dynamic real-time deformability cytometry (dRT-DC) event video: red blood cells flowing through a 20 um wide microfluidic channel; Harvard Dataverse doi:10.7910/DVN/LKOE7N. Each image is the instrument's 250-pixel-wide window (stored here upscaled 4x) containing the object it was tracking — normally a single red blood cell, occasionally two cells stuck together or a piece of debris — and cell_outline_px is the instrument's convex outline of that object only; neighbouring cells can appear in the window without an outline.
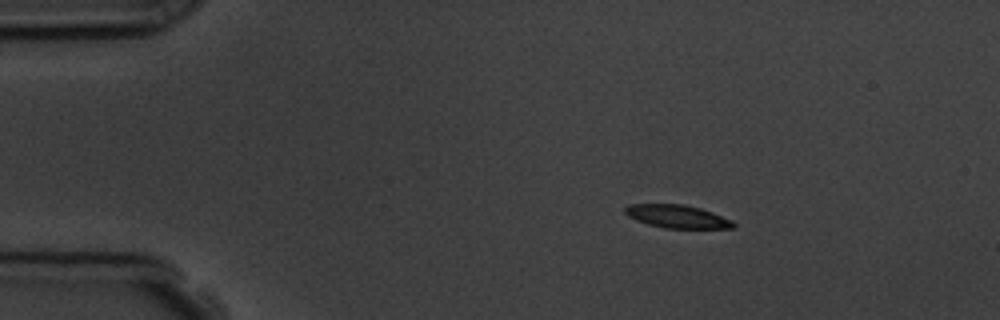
{"species": "common noctule bat (a hibernating species)", "species_latin": "Nyctalus noctula", "temperature_condition": "room temperature", "stored_images_in_passage": 3, "camera_frame_rate_fps": 3000, "um_per_image_px": 0.085, "animal": {"sex": "male", "body_mass_g": 19.5, "forearm_length_mm": 54.6}, "frame": {"image": 1, "passage_image": 1, "time_ms": 0.0, "image_size_px": [1000, 320], "cell_outline_px": [[736, 228], [664, 228], [648, 224], [636, 220], [628, 216], [624, 212], [624, 208], [628, 204], [684, 204], [700, 208], [712, 212], [732, 220], [736, 224]], "centroid_in_image_um": [57.56, 18.4], "position_along_channel_um": 27.4, "area_um2": 14.62}}